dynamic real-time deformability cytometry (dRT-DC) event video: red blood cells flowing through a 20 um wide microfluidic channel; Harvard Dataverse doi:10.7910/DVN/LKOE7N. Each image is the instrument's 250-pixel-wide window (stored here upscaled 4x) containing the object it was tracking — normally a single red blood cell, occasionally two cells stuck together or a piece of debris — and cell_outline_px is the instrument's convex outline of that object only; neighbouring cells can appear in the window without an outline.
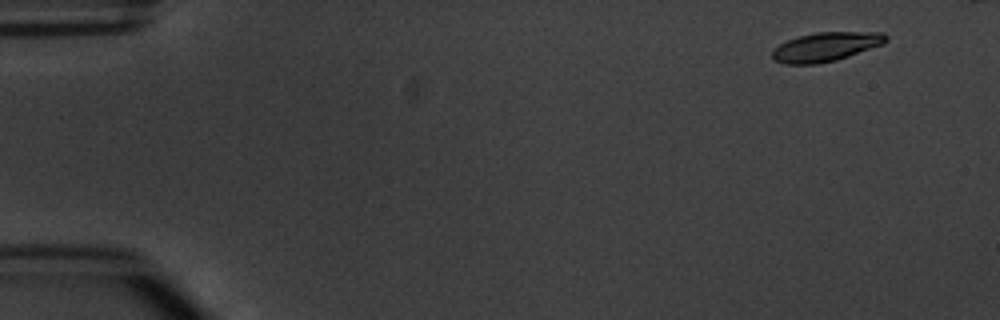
{"species": "common noctule bat (a hibernating species)", "species_latin": "Nyctalus noctula", "temperature_condition": "warm", "stored_images_in_passage": 6, "camera_frame_rate_fps": 3000, "um_per_image_px": 0.085, "animal": {"sex": "male", "body_mass_g": 20.1, "forearm_length_mm": 53.5}, "frame": {"image": 1, "passage_image": 2, "time_ms": 1.0, "image_size_px": [1000, 320], "cell_outline_px": [[888, 40], [884, 44], [836, 60], [816, 64], [784, 64], [772, 60], [772, 52], [780, 44], [788, 40], [800, 36], [816, 32], [884, 32], [888, 36]], "centroid_in_image_um": [70.22, 3.98], "position_along_channel_um": 14.8, "area_um2": 19.25}}